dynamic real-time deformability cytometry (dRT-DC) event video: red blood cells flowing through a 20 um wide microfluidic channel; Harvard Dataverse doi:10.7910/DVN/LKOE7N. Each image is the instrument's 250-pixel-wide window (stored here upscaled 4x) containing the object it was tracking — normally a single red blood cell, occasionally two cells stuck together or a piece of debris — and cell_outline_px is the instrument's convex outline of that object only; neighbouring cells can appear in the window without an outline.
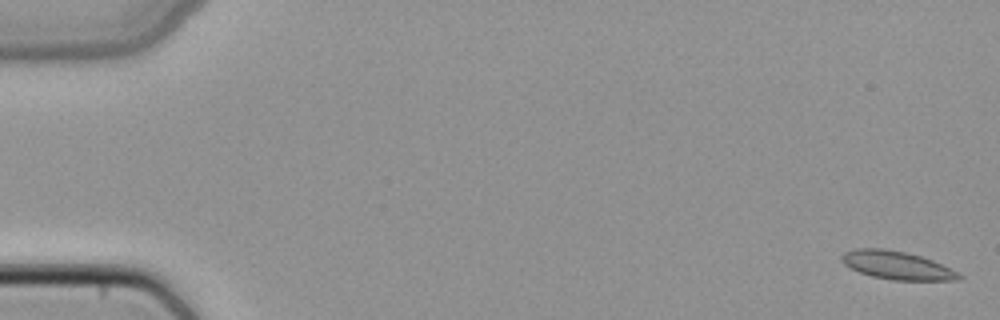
{"species": "common noctule bat (a hibernating species)", "species_latin": "Nyctalus noctula", "temperature_condition": "cold", "stored_images_in_passage": 6, "segment_of_instrument_passage": [2, 2], "camera_frame_rate_fps": 3000, "um_per_image_px": 0.085, "animal": {"sex": "female", "body_mass_g": 22.7, "forearm_length_mm": 54.2}, "frame": {"image": 1, "passage_image": 6, "time_ms": 1.667, "image_size_px": [1000, 320], "cell_outline_px": [[964, 276], [956, 280], [892, 280], [872, 276], [860, 272], [844, 264], [840, 260], [840, 256], [844, 252], [856, 248], [884, 248], [904, 252], [920, 256], [932, 260]], "centroid_in_image_um": [76.18, 22.54], "position_along_channel_um": 8.8, "area_um2": 19.02}}